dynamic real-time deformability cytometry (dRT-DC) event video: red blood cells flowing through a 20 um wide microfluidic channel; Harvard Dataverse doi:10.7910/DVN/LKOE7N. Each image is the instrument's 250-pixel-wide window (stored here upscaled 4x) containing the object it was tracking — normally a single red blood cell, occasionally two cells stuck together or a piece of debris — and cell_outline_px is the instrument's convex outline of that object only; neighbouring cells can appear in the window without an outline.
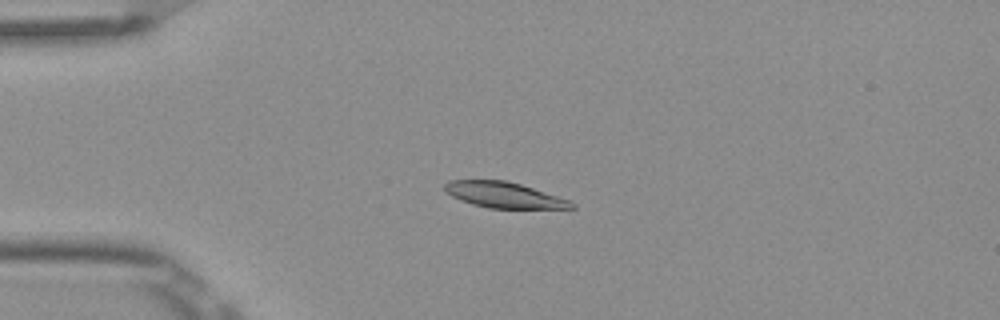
{"species": "Egyptian fruit bat (a non-hibernating species)", "species_latin": "Rousettus aegyptiacus", "temperature_condition": "room temperature", "stored_images_in_passage": 5, "camera_frame_rate_fps": 3000, "um_per_image_px": 0.085, "frame": {"image": 1, "passage_image": 4, "time_ms": 1.0, "image_size_px": [1000, 320], "cell_outline_px": [[576, 208], [488, 208], [472, 204], [460, 200], [452, 196], [444, 188], [444, 184], [448, 180], [508, 180], [572, 200], [576, 204]], "centroid_in_image_um": [42.88, 16.57], "position_along_channel_um": 42.1, "area_um2": 19.13}}